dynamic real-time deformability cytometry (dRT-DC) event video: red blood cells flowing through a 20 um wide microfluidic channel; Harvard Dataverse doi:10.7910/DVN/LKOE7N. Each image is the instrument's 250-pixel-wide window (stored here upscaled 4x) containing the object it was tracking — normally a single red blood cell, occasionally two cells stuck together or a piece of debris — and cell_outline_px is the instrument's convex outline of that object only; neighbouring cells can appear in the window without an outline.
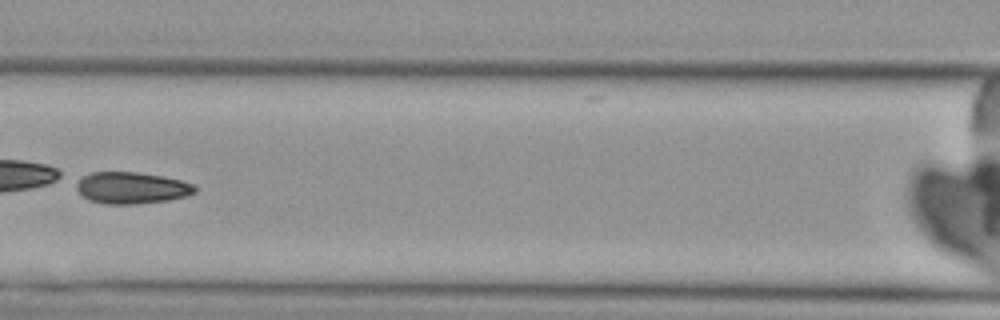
{"species": "Egyptian fruit bat (a non-hibernating species)", "species_latin": "Rousettus aegyptiacus", "temperature_condition": "cold", "stored_images_in_passage": 6, "camera_frame_rate_fps": 3000, "um_per_image_px": 0.085, "animal": {"sex": "female"}, "frame": {"image": 1, "passage_image": 4, "time_ms": 3.667, "image_size_px": [1000, 320], "cell_outline_px": [[196, 192], [188, 196], [168, 200], [136, 204], [104, 204], [88, 200], [76, 188], [76, 180], [92, 172], [136, 172], [164, 176], [180, 180], [192, 184], [196, 188]], "centroid_in_image_um": [11.18, 15.97], "position_along_channel_um": 155.4, "area_um2": 21.91}}
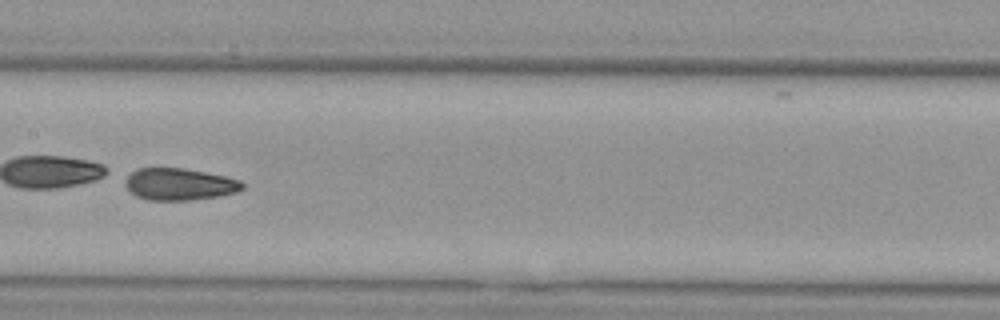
{"frame": {"image": 2, "passage_image": 5, "time_ms": 4.667, "image_size_px": [1000, 320], "cell_outline_px": [[244, 188], [236, 192], [220, 196], [188, 200], [148, 200], [136, 196], [124, 184], [124, 176], [136, 168], [184, 168], [224, 176], [240, 180], [244, 184]], "centroid_in_image_um": [15.21, 15.65], "position_along_channel_um": 192.2, "area_um2": 21.91}}
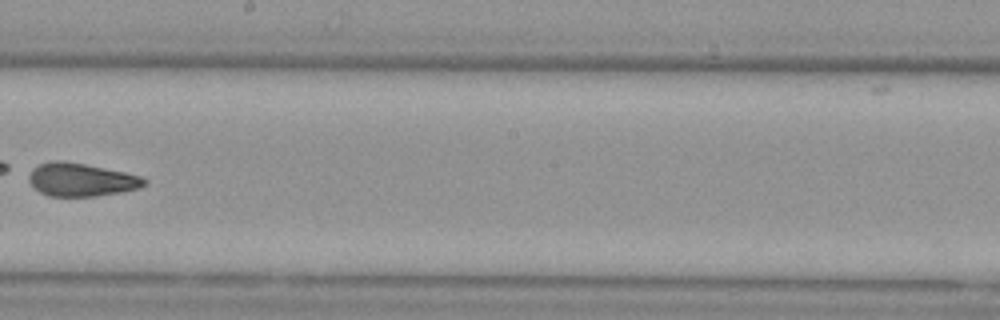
{"frame": {"image": 3, "passage_image": 6, "time_ms": 6.0, "image_size_px": [1000, 320], "cell_outline_px": [[148, 184], [140, 188], [120, 192], [96, 196], [48, 196], [40, 192], [28, 180], [28, 176], [32, 168], [40, 164], [52, 160], [64, 160], [124, 172], [140, 176], [148, 180]], "centroid_in_image_um": [6.9, 15.27], "position_along_channel_um": 241.3, "area_um2": 22.31}}